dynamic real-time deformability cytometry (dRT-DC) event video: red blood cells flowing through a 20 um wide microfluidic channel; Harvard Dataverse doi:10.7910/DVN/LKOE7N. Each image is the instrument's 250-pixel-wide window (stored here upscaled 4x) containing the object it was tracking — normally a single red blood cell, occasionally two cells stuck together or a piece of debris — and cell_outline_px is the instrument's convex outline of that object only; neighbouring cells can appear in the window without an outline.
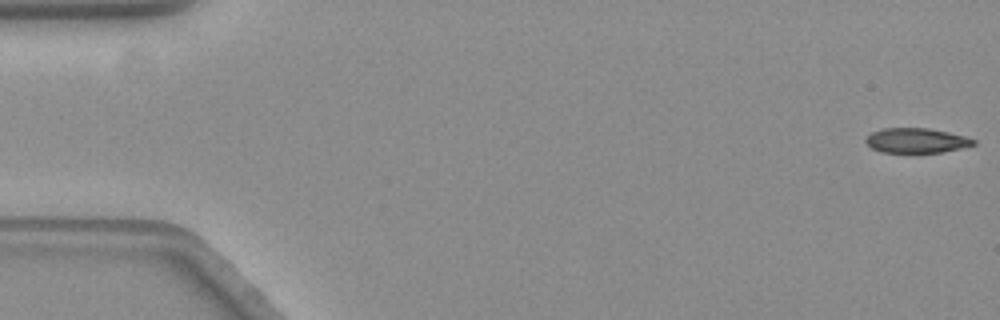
{"species": "common noctule bat (a hibernating species)", "species_latin": "Nyctalus noctula", "temperature_condition": "warm", "stored_images_in_passage": 58, "camera_frame_rate_fps": 3000, "um_per_image_px": 0.085, "animal": {"sex": "female", "body_mass_g": 19.3, "forearm_length_mm": 54.1}, "frame": {"image": 1, "passage_image": 1, "time_ms": 0.0, "image_size_px": [1000, 320], "cell_outline_px": [[976, 144], [960, 148], [940, 152], [916, 156], [912, 156], [880, 152], [872, 148], [864, 140], [872, 132], [884, 128], [928, 128], [976, 140]], "centroid_in_image_um": [77.81, 12.01], "position_along_channel_um": 7.2, "area_um2": 16.07}}
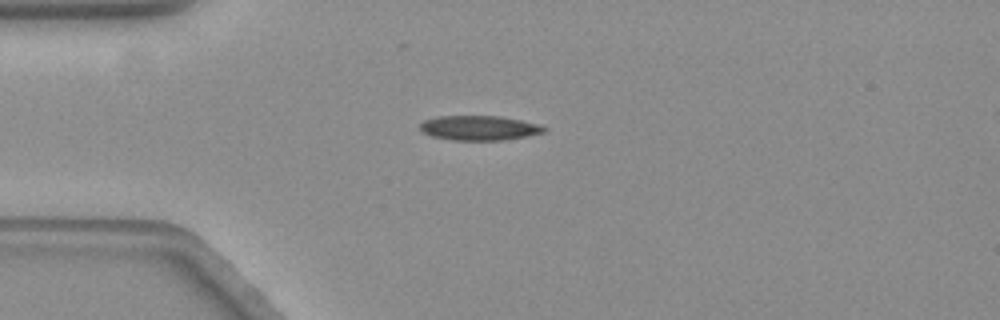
{"frame": {"image": 2, "passage_image": 15, "time_ms": 4.667, "image_size_px": [1000, 320], "cell_outline_px": [[548, 128], [544, 132], [504, 140], [452, 140], [432, 136], [424, 132], [420, 128], [420, 124], [424, 120], [440, 116], [500, 116], [520, 120], [536, 124]], "centroid_in_image_um": [40.71, 10.87], "position_along_channel_um": 44.3, "area_um2": 17.57}}
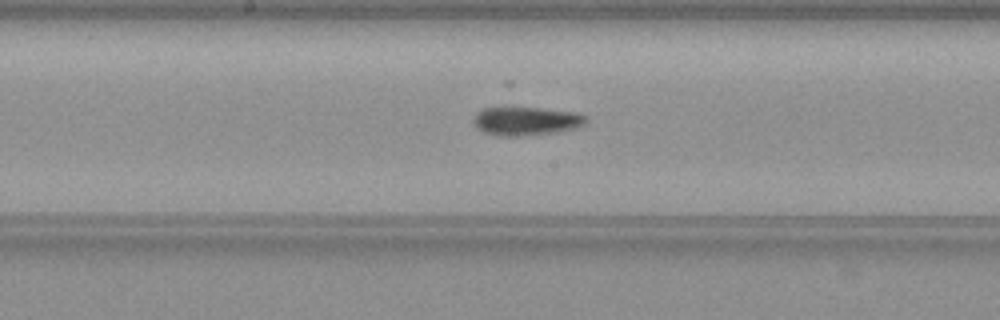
{"frame": {"image": 3, "passage_image": 30, "time_ms": 9.667, "image_size_px": [1000, 320], "cell_outline_px": [[588, 116], [584, 124], [576, 128], [560, 132], [524, 136], [496, 136], [484, 132], [476, 128], [472, 120], [476, 112], [484, 108], [536, 108], [572, 112]], "centroid_in_image_um": [44.69, 10.31], "position_along_channel_um": 203.5, "area_um2": 18.79}, "authors_computed_cell_mechanics": {"area_um2": 17.4845, "velocity_mm_per_s": 3.5571, "shape_relaxation_time_tau1_ms": 4.4495, "shape_relaxation_time_tau2_ms": 10.2887, "deformation_change_tau1": 0.2056, "deformation_change_tau2": 0.2123}}